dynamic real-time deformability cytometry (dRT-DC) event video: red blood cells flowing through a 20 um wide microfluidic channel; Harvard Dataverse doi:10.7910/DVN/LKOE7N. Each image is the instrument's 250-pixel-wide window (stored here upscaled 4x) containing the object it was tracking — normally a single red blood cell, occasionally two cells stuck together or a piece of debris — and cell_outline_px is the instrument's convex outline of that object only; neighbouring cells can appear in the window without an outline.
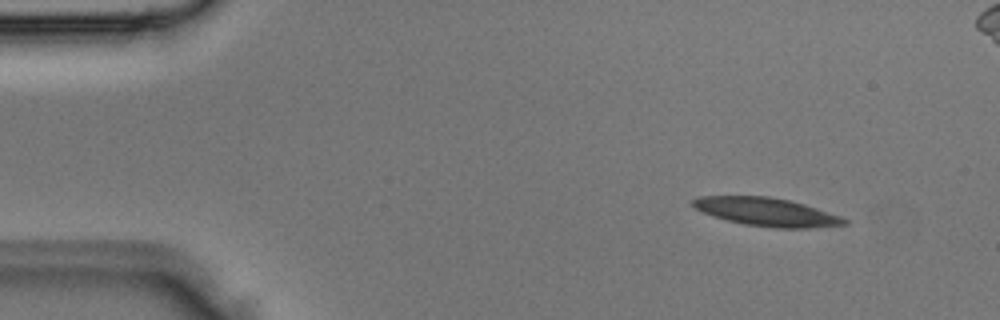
{"species": "Egyptian fruit bat (a non-hibernating species)", "species_latin": "Rousettus aegyptiacus", "temperature_condition": "room temperature", "stored_images_in_passage": 4, "camera_frame_rate_fps": 3000, "um_per_image_px": 0.085, "animal": {"sex": "male"}, "frame": {"image": 1, "passage_image": 1, "time_ms": 0.0, "image_size_px": [1000, 320], "cell_outline_px": [[848, 224], [808, 228], [776, 228], [744, 224], [712, 216], [696, 208], [692, 204], [692, 200], [696, 196], [768, 196], [788, 200], [804, 204], [840, 216], [848, 220]], "centroid_in_image_um": [65.15, 18.01], "position_along_channel_um": 19.8, "area_um2": 24.74}}